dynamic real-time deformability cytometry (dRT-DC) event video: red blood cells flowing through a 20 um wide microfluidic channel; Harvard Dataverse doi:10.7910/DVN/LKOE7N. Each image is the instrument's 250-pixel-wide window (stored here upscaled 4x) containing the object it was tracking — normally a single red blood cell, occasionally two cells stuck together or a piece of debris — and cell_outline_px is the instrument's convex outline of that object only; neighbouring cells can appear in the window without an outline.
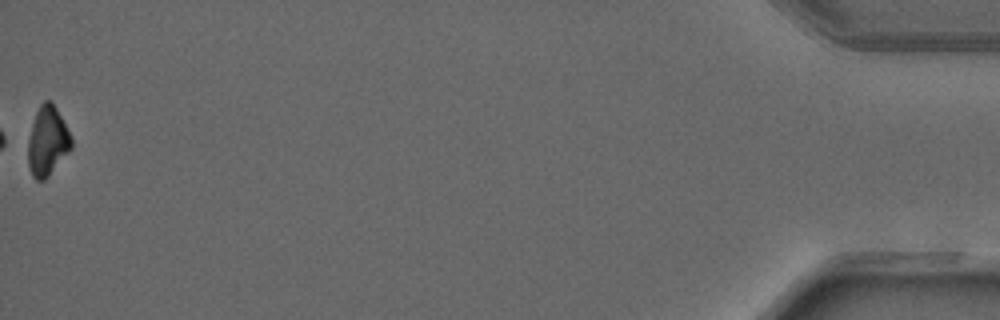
{"species": "common noctule bat (a hibernating species)", "species_latin": "Nyctalus noctula", "temperature_condition": "warm", "stored_images_in_passage": 50, "camera_frame_rate_fps": 3000, "um_per_image_px": 0.085, "animal": {"sex": "male", "forearm_length_mm": 52.5}, "frame": {"image": 1, "passage_image": 50, "time_ms": 16.333, "image_size_px": [1000, 320], "cell_outline_px": [[72, 148], [48, 176], [44, 180], [36, 180], [32, 176], [28, 164], [28, 140], [32, 124], [36, 112], [40, 104], [44, 100], [52, 100], [72, 140]], "centroid_in_image_um": [4.02, 12.0], "position_along_channel_um": 431.2, "area_um2": 17.28}, "authors_computed_cell_mechanics": {"area_um2": 20.2011, "velocity_mm_per_s": 4.1733, "shape_relaxation_time_tau1_ms": 3.3141, "shape_relaxation_time_tau2_ms": null, "deformation_change_tau1": 0.1512, "deformation_change_tau2": null}}